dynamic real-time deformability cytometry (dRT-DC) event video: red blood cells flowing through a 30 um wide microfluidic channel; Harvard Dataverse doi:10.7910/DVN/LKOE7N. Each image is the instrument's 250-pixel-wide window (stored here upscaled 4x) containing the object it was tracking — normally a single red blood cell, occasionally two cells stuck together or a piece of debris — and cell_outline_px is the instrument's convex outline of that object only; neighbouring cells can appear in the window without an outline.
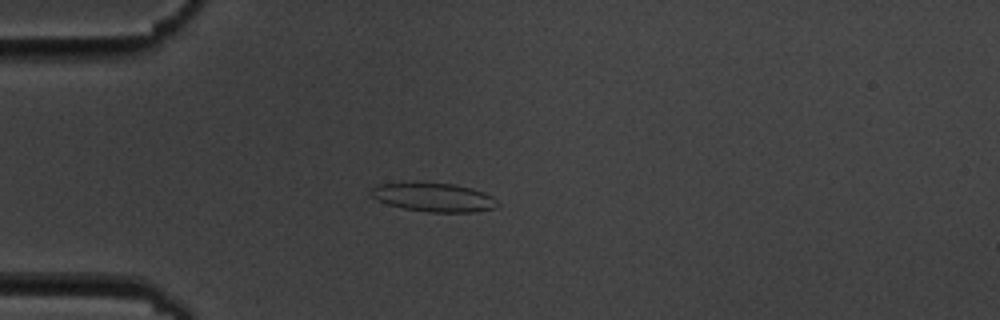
{"species": "common noctule bat (a hibernating species)", "species_latin": "Nyctalus noctula", "temperature_condition": "cold", "stored_images_in_passage": 9, "camera_frame_rate_fps": 3000, "um_per_image_px": 0.085, "animal": {"sex": "male", "body_mass_g": 19.5, "forearm_length_mm": 54.6}, "frame": {"image": 1, "passage_image": 3, "time_ms": 2.333, "image_size_px": [1000, 320], "cell_outline_px": [[500, 204], [496, 208], [476, 212], [428, 212], [404, 208], [388, 204], [372, 196], [368, 192], [376, 184], [416, 180], [456, 184], [472, 188], [484, 192], [492, 196]], "centroid_in_image_um": [36.86, 16.73], "position_along_channel_um": 48.1, "area_um2": 21.96}}
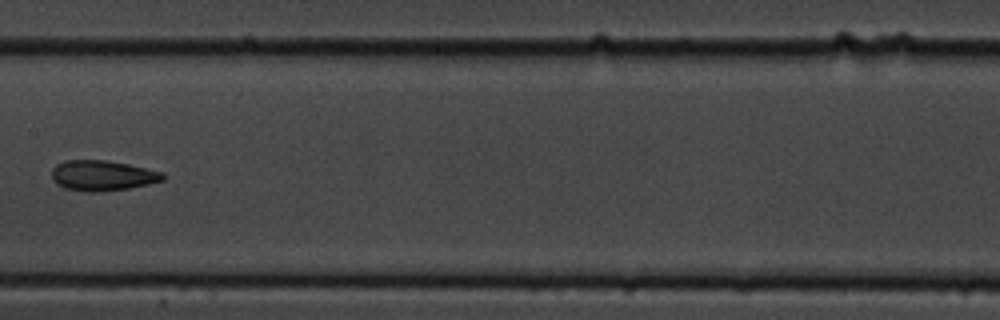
{"frame": {"image": 2, "passage_image": 7, "time_ms": 7.0, "image_size_px": [1000, 320], "cell_outline_px": [[164, 180], [148, 184], [128, 188], [100, 192], [84, 192], [64, 188], [56, 184], [52, 180], [52, 168], [56, 164], [64, 160], [108, 160], [128, 164], [164, 172]], "centroid_in_image_um": [8.67, 14.92], "position_along_channel_um": 198.7, "area_um2": 19.88}}
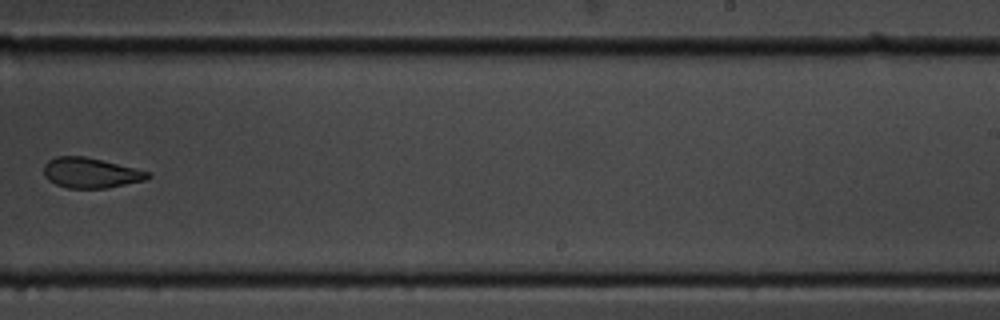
{"frame": {"image": 3, "passage_image": 9, "time_ms": 9.333, "image_size_px": [1000, 320], "cell_outline_px": [[152, 176], [144, 180], [108, 188], [68, 188], [56, 184], [48, 180], [44, 176], [44, 164], [48, 160], [56, 156], [84, 156], [136, 168], [152, 172]], "centroid_in_image_um": [7.71, 14.69], "position_along_channel_um": 281.3, "area_um2": 18.38}}